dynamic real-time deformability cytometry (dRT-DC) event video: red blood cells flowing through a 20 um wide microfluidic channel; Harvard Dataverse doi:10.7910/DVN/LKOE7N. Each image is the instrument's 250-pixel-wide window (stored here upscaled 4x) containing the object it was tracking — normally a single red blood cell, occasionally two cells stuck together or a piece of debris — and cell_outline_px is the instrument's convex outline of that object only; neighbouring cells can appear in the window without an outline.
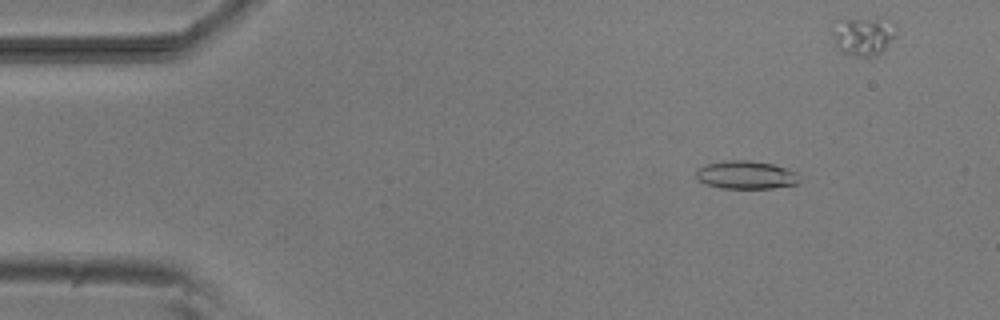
{"species": "common noctule bat (a hibernating species)", "species_latin": "Nyctalus noctula", "temperature_condition": "room temperature", "stored_images_in_passage": 43, "camera_frame_rate_fps": 3000, "um_per_image_px": 0.085, "animal": {"sex": "male", "body_mass_g": 20.5, "forearm_length_mm": 52.5}, "frame": {"image": 1, "passage_image": 4, "time_ms": 1.0, "image_size_px": [1000, 320], "cell_outline_px": [[800, 180], [796, 184], [772, 188], [720, 188], [704, 184], [696, 180], [696, 168], [708, 164], [728, 160], [748, 160], [772, 164], [788, 168], [796, 172]], "centroid_in_image_um": [63.38, 14.87], "position_along_channel_um": 21.6, "area_um2": 17.05}}
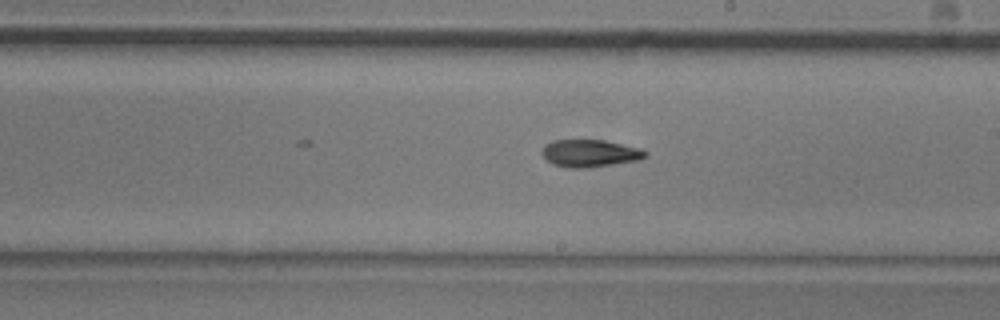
{"frame": {"image": 2, "passage_image": 27, "time_ms": 8.667, "image_size_px": [1000, 320], "cell_outline_px": [[648, 156], [640, 160], [588, 168], [568, 168], [552, 164], [540, 152], [544, 144], [552, 140], [604, 140], [640, 148], [648, 152]], "centroid_in_image_um": [50.14, 13.03], "position_along_channel_um": 238.9, "area_um2": 16.7}}
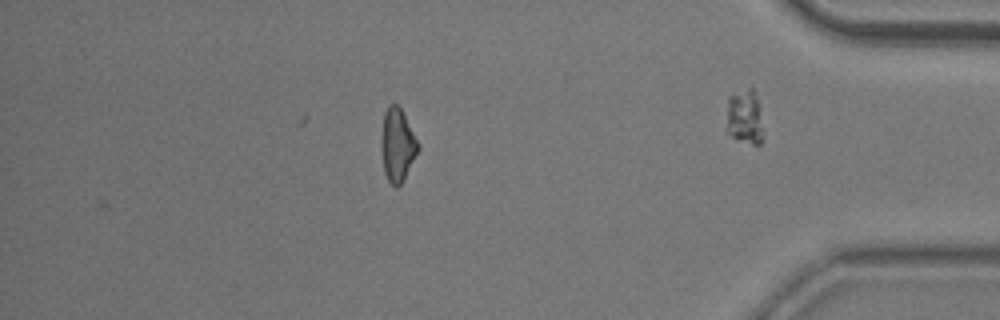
{"frame": {"image": 3, "passage_image": 43, "time_ms": 14.0, "image_size_px": [1000, 320], "cell_outline_px": [[420, 148], [404, 180], [396, 188], [388, 180], [384, 172], [380, 148], [380, 140], [384, 112], [388, 104], [396, 104], [400, 108], [420, 144]], "centroid_in_image_um": [33.77, 12.33], "position_along_channel_um": 401.4, "area_um2": 15.9}, "authors_computed_cell_mechanics": {"area_um2": 16.3574, "velocity_mm_per_s": 3.8189, "shape_relaxation_time_tau1_ms": 7.2023, "shape_relaxation_time_tau2_ms": 7.2799, "deformation_change_tau1": 0.1849, "deformation_change_tau2": 0.157}}